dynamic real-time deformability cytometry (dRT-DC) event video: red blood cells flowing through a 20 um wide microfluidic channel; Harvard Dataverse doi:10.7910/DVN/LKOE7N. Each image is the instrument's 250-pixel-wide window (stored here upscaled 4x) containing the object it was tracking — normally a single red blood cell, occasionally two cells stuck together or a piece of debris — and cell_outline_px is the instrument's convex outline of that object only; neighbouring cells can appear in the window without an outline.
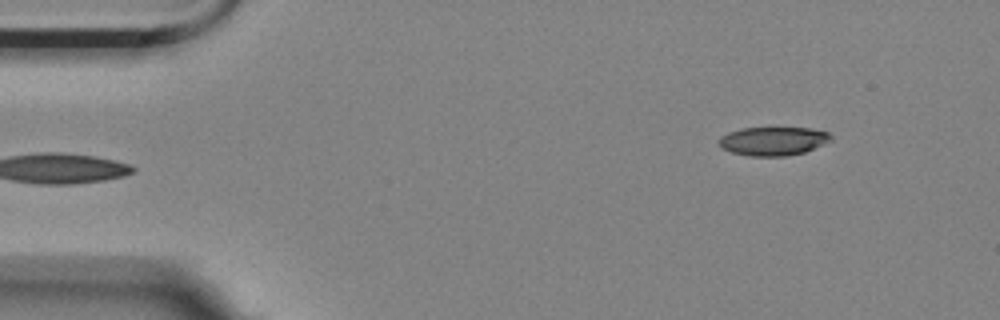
{"species": "Egyptian fruit bat (a non-hibernating species)", "species_latin": "Rousettus aegyptiacus", "temperature_condition": "room temperature", "stored_images_in_passage": 5, "segment_of_instrument_passage": [2, 2], "camera_frame_rate_fps": 3000, "um_per_image_px": 0.085, "animal": {"sex": "female"}, "frame": {"image": 1, "passage_image": 5, "time_ms": 1.333, "image_size_px": [1000, 320], "cell_outline_px": [[832, 140], [804, 152], [788, 156], [748, 156], [732, 152], [720, 148], [716, 144], [716, 140], [720, 136], [728, 132], [744, 128], [812, 128], [828, 132], [832, 136]], "centroid_in_image_um": [65.66, 11.99], "position_along_channel_um": 19.3, "area_um2": 18.9}}